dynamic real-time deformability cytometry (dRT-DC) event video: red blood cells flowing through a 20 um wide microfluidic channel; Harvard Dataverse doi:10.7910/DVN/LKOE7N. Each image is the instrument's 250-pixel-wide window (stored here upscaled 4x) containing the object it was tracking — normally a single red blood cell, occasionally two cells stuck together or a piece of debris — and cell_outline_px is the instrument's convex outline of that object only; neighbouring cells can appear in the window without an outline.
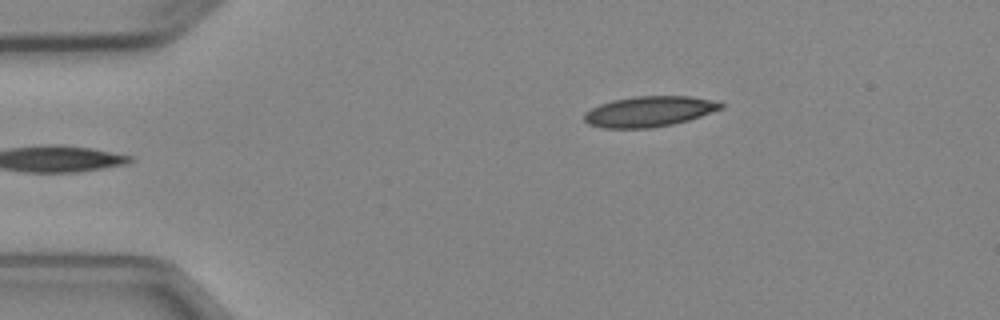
{"species": "Egyptian fruit bat (a non-hibernating species)", "species_latin": "Rousettus aegyptiacus", "temperature_condition": "cold", "stored_images_in_passage": 4, "camera_frame_rate_fps": 3000, "um_per_image_px": 0.085, "animal": {"sex": "female"}, "frame": {"image": 1, "passage_image": 4, "time_ms": 3.333, "image_size_px": [1000, 320], "cell_outline_px": [[724, 108], [688, 120], [672, 124], [652, 128], [604, 128], [588, 124], [584, 120], [584, 112], [600, 104], [612, 100], [636, 96], [688, 96], [708, 100], [724, 104]], "centroid_in_image_um": [55.14, 9.48], "position_along_channel_um": 29.9, "area_um2": 24.1}}